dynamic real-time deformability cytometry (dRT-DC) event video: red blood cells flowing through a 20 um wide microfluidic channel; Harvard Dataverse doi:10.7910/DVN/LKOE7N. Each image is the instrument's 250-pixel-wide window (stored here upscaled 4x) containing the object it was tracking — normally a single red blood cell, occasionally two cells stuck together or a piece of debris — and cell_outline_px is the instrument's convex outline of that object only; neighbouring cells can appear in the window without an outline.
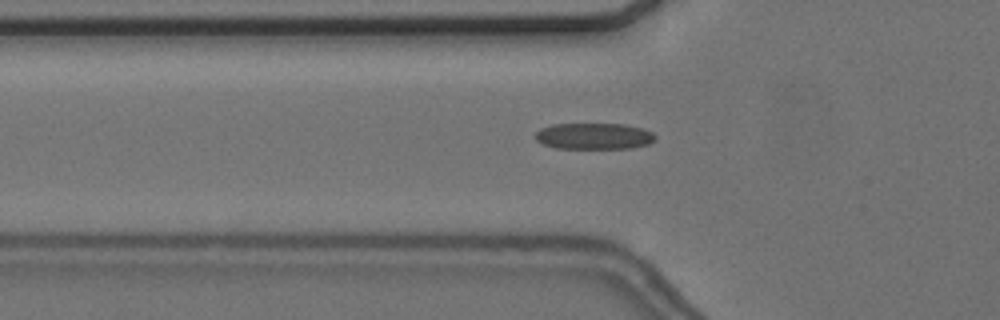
{"species": "common noctule bat (a hibernating species)", "species_latin": "Nyctalus noctula", "temperature_condition": "cold", "stored_images_in_passage": 57, "camera_frame_rate_fps": 3000, "um_per_image_px": 0.085, "animal": {"sex": "female", "body_mass_g": 24.6, "forearm_length_mm": 56.2}, "frame": {"image": 1, "passage_image": 20, "time_ms": 6.333, "image_size_px": [1000, 320], "cell_outline_px": [[656, 140], [648, 144], [632, 148], [556, 148], [544, 144], [536, 140], [536, 132], [540, 128], [552, 124], [624, 124], [644, 128], [652, 132], [656, 136]], "centroid_in_image_um": [50.52, 11.56], "position_along_channel_um": 75.3, "area_um2": 18.44}}
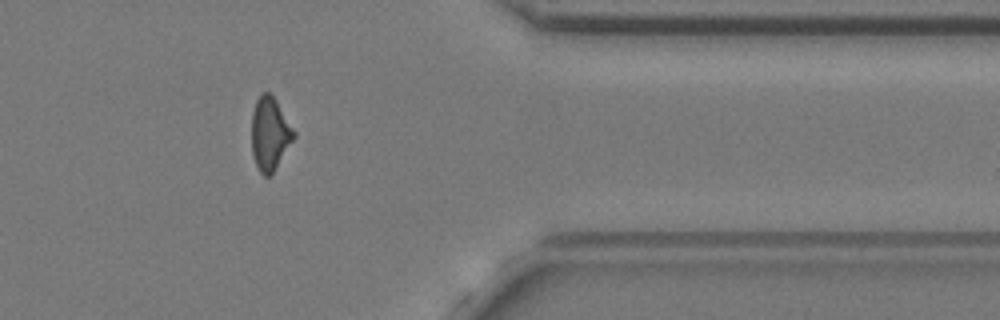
{"frame": {"image": 2, "passage_image": 47, "time_ms": 15.333, "image_size_px": [1000, 320], "cell_outline_px": [[296, 136], [272, 172], [268, 176], [264, 176], [260, 172], [256, 164], [252, 152], [252, 112], [256, 100], [264, 92], [268, 92], [276, 100], [296, 132]], "centroid_in_image_um": [22.94, 11.35], "position_along_channel_um": 388.5, "area_um2": 17.69}}
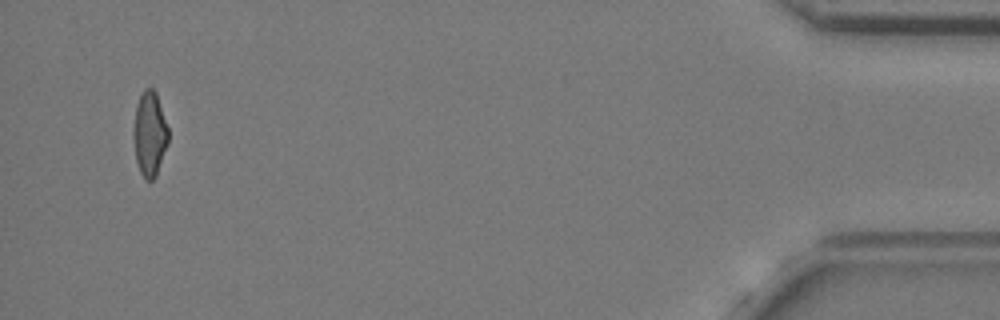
{"frame": {"image": 3, "passage_image": 55, "time_ms": 18.0, "image_size_px": [1000, 320], "cell_outline_px": [[168, 144], [156, 176], [152, 180], [144, 180], [140, 172], [136, 160], [132, 136], [132, 132], [136, 104], [144, 88], [152, 88], [156, 92], [168, 128]], "centroid_in_image_um": [12.7, 11.39], "position_along_channel_um": 422.5, "area_um2": 17.4}, "authors_computed_cell_mechanics": {"area_um2": 18.4382, "velocity_mm_per_s": 3.6586, "shape_relaxation_time_tau1_ms": 11.0599, "shape_relaxation_time_tau2_ms": 2.3235, "deformation_change_tau1": 0.2142, "deformation_change_tau2": 0.1182}}